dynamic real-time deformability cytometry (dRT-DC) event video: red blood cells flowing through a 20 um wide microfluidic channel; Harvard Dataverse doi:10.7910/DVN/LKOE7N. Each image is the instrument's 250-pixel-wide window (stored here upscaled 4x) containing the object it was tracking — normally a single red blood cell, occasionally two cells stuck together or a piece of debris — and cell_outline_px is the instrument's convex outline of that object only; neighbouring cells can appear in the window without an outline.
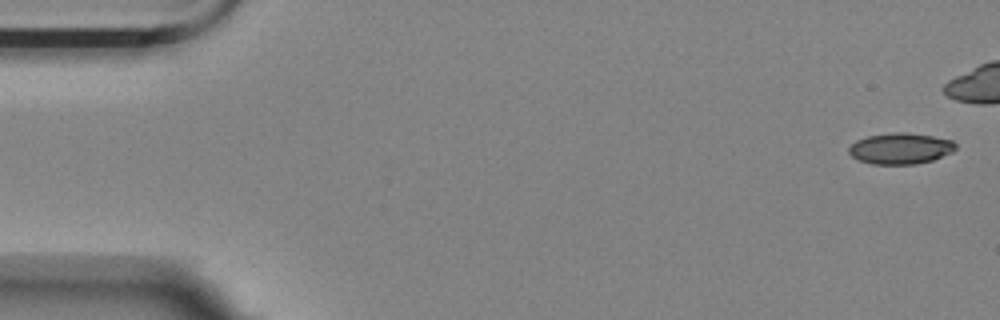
{"species": "Egyptian fruit bat (a non-hibernating species)", "species_latin": "Rousettus aegyptiacus", "temperature_condition": "room temperature", "stored_images_in_passage": 5, "segment_of_instrument_passage": [1, 2], "camera_frame_rate_fps": 3000, "um_per_image_px": 0.085, "animal": {"sex": "female"}, "frame": {"image": 1, "passage_image": 1, "time_ms": 0.0, "image_size_px": [1000, 320], "cell_outline_px": [[956, 148], [952, 152], [932, 160], [916, 164], [872, 164], [860, 160], [852, 156], [848, 152], [848, 148], [856, 140], [868, 136], [892, 132], [908, 132], [932, 136], [952, 140], [956, 144]], "centroid_in_image_um": [76.54, 12.61], "position_along_channel_um": 8.5, "area_um2": 19.31}}